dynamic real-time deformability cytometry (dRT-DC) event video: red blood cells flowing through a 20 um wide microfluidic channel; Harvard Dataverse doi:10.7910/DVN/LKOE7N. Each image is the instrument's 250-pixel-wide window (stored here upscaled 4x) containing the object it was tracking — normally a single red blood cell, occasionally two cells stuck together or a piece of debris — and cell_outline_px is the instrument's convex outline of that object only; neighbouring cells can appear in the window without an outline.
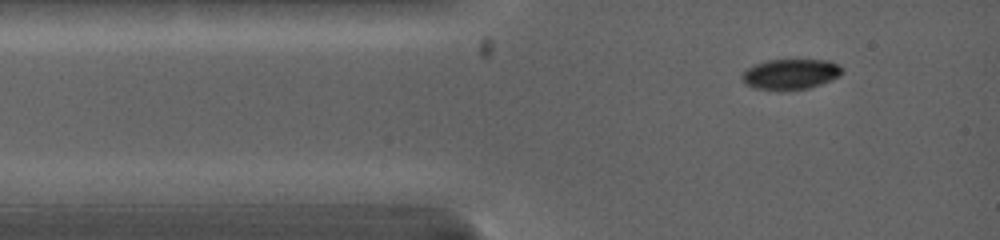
{"species": "common noctule bat (a hibernating species)", "species_latin": "Nyctalus noctula", "temperature_condition": "warm", "stored_images_in_passage": 6, "camera_frame_rate_fps": 5000, "um_per_image_px": 0.085, "animal": {"sex": "female", "body_mass_g": 19.0, "forearm_length_mm": 53.3}, "frame": {"image": 1, "passage_image": 1, "time_ms": 0.0, "image_size_px": [1000, 240], "cell_outline_px": [[844, 72], [832, 80], [808, 88], [784, 92], [776, 92], [752, 88], [740, 76], [748, 68], [756, 64], [768, 60], [828, 60], [844, 68]], "centroid_in_image_um": [67.2, 6.34], "position_along_channel_um": 17.8, "area_um2": 18.03}}
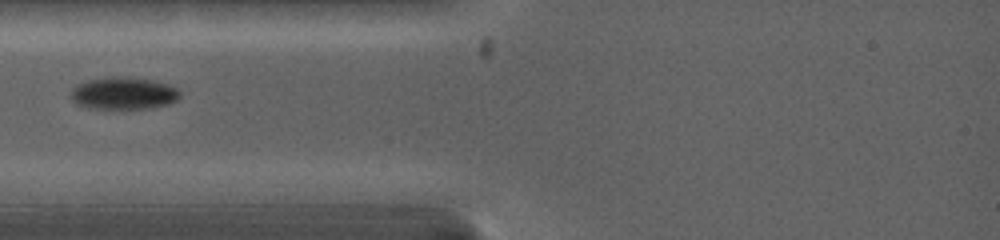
{"frame": {"image": 2, "passage_image": 4, "time_ms": 2.0, "image_size_px": [1000, 240], "cell_outline_px": [[180, 96], [176, 100], [168, 104], [148, 108], [92, 108], [76, 104], [72, 100], [72, 88], [76, 84], [88, 80], [112, 76], [116, 76], [156, 80], [168, 84], [176, 88], [180, 92]], "centroid_in_image_um": [10.5, 7.91], "position_along_channel_um": 74.5, "area_um2": 20.4}}